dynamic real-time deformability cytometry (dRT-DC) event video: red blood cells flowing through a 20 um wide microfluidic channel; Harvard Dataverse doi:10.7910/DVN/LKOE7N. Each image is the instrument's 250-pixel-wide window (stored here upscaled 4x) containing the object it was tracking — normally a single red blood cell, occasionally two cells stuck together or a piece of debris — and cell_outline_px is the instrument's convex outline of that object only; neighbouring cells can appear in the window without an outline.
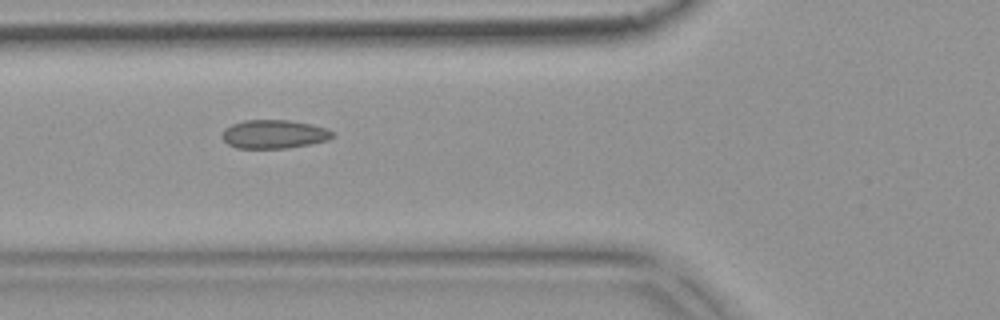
{"species": "common noctule bat (a hibernating species)", "species_latin": "Nyctalus noctula", "temperature_condition": "warm", "stored_images_in_passage": 10, "camera_frame_rate_fps": 3000, "um_per_image_px": 0.085, "animal": {"sex": "female", "body_mass_g": 18.4}, "frame": {"image": 1, "passage_image": 9, "time_ms": 2.667, "image_size_px": [1000, 320], "cell_outline_px": [[332, 136], [328, 140], [308, 144], [284, 148], [236, 148], [228, 144], [220, 136], [224, 128], [232, 124], [244, 120], [288, 120], [312, 124], [324, 128], [332, 132]], "centroid_in_image_um": [23.22, 11.4], "position_along_channel_um": 102.6, "area_um2": 18.26}}